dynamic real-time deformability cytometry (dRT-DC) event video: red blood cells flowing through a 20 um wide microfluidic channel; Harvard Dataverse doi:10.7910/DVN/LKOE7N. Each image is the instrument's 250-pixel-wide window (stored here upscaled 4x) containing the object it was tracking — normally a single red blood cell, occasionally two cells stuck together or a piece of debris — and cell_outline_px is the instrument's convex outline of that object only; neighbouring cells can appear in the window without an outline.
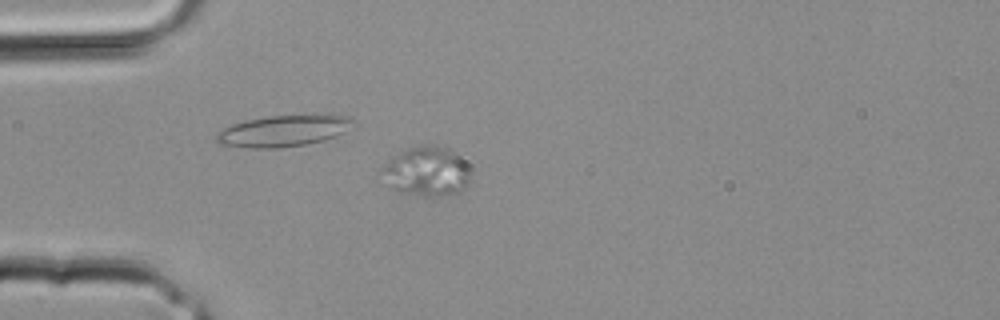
{"species": "common noctule bat (a hibernating species)", "species_latin": "Nyctalus noctula", "temperature_condition": "room temperature", "stored_images_in_passage": 35, "camera_frame_rate_fps": 3000, "um_per_image_px": 0.085, "animal": {"sex": "male", "body_mass_g": 20.4}, "frame": {"image": 1, "passage_image": 11, "time_ms": 3.333, "image_size_px": [1000, 320], "cell_outline_px": [[468, 184], [460, 192], [428, 196], [400, 192], [388, 184], [384, 168], [384, 164], [392, 156], [408, 148], [424, 144], [436, 144], [464, 152], [468, 156]], "centroid_in_image_um": [36.39, 14.49], "position_along_channel_um": 48.6, "area_um2": 25.78}}
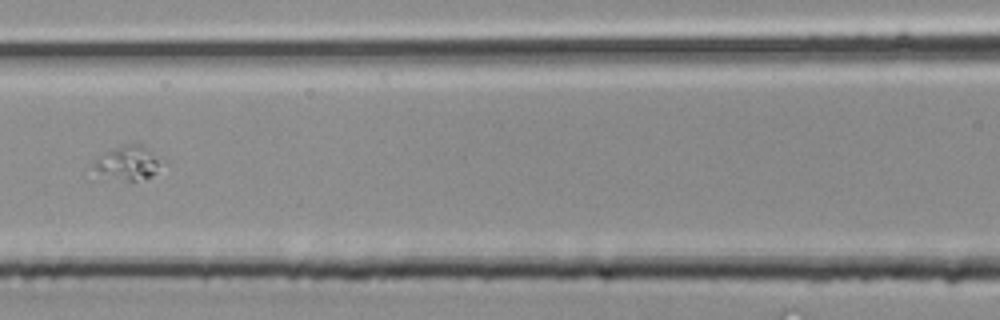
{"frame": {"image": 2, "passage_image": 17, "time_ms": 5.333, "image_size_px": [1000, 320], "cell_outline_px": [[164, 160], [156, 172], [152, 176], [136, 180], [128, 180], [100, 172], [92, 168], [92, 164], [104, 152], [120, 144], [140, 144]], "centroid_in_image_um": [10.92, 13.79], "position_along_channel_um": 155.7, "area_um2": 13.06}}
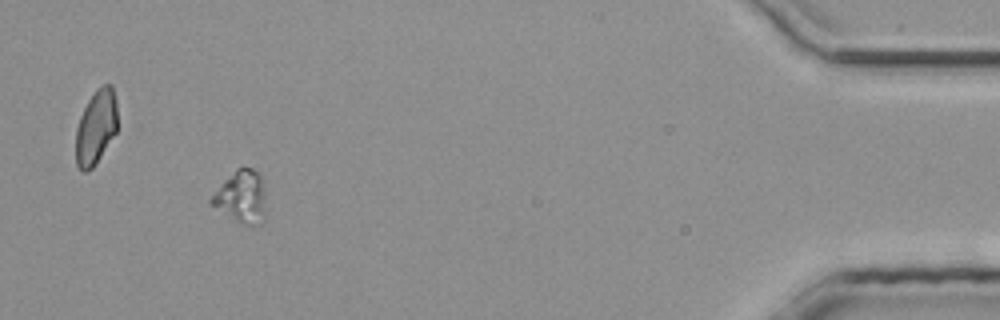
{"frame": {"image": 3, "passage_image": 33, "time_ms": 10.667, "image_size_px": [1000, 320], "cell_outline_px": [[264, 220], [260, 224], [240, 224], [212, 204], [208, 200], [224, 180], [236, 168], [252, 168], [260, 176], [264, 188]], "centroid_in_image_um": [20.52, 16.73], "position_along_channel_um": 414.7, "area_um2": 16.24}}